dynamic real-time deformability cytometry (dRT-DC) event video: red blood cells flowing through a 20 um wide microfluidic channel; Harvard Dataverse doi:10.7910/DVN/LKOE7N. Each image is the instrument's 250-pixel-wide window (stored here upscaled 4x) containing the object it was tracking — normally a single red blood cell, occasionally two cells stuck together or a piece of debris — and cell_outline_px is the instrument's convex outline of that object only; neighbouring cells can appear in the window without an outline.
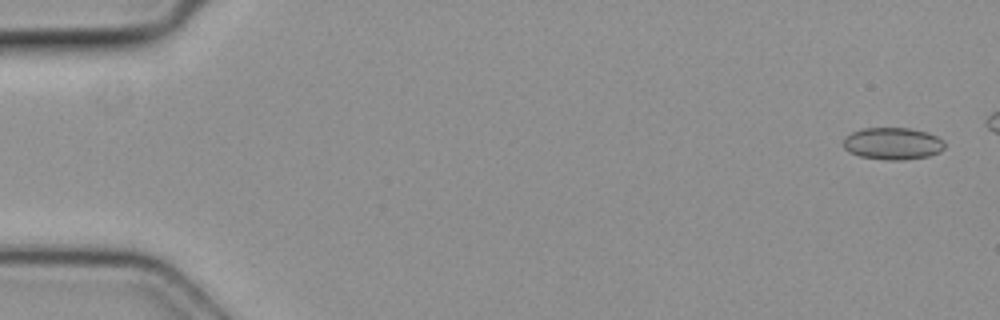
{"species": "common noctule bat (a hibernating species)", "species_latin": "Nyctalus noctula", "temperature_condition": "cold", "stored_images_in_passage": 30, "camera_frame_rate_fps": 3000, "um_per_image_px": 0.085, "animal": {"sex": "female", "body_mass_g": 19.3, "forearm_length_mm": 54.1}, "frame": {"image": 1, "passage_image": 2, "time_ms": 0.333, "image_size_px": [1000, 320], "cell_outline_px": [[944, 148], [940, 152], [928, 156], [904, 160], [884, 160], [860, 156], [848, 152], [844, 148], [844, 136], [860, 128], [908, 128], [924, 132], [936, 136], [944, 140]], "centroid_in_image_um": [75.85, 12.21], "position_along_channel_um": 9.1, "area_um2": 19.02}}
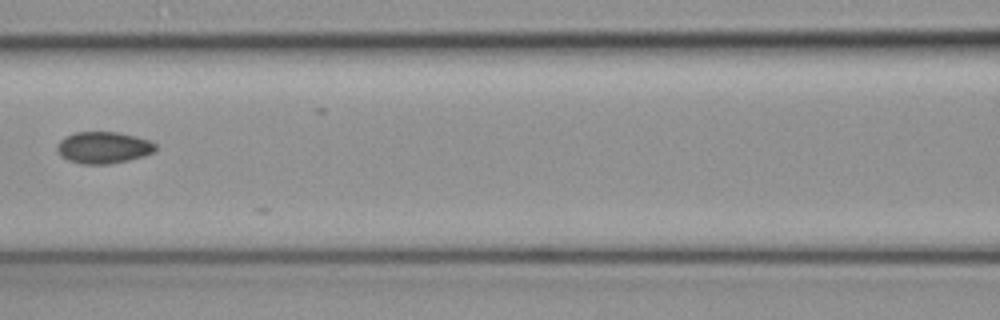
{"frame": {"image": 2, "passage_image": 25, "time_ms": 8.0, "image_size_px": [1000, 320], "cell_outline_px": [[156, 148], [152, 152], [144, 156], [112, 164], [80, 164], [68, 160], [60, 156], [56, 152], [56, 148], [60, 140], [64, 136], [76, 132], [120, 132], [136, 136], [148, 140], [156, 144]], "centroid_in_image_um": [8.75, 12.54], "position_along_channel_um": 157.8, "area_um2": 18.38}}
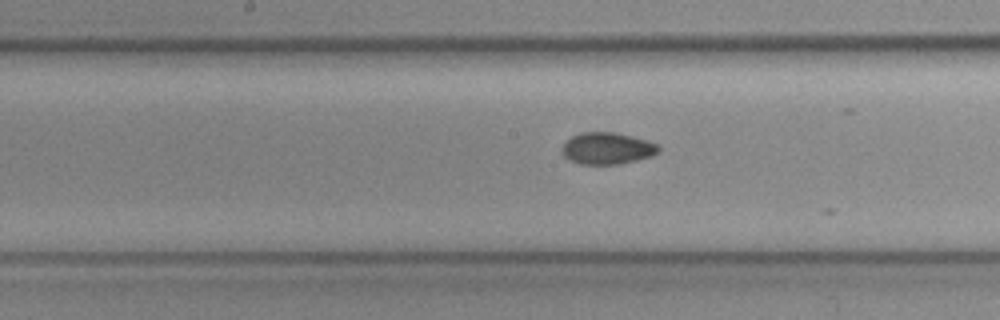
{"frame": {"image": 3, "passage_image": 28, "time_ms": 9.0, "image_size_px": [1000, 320], "cell_outline_px": [[660, 148], [652, 156], [620, 164], [580, 164], [564, 156], [564, 144], [572, 136], [580, 132], [616, 132], [648, 140], [656, 144]], "centroid_in_image_um": [51.64, 12.6], "position_along_channel_um": 196.6, "area_um2": 17.63}}